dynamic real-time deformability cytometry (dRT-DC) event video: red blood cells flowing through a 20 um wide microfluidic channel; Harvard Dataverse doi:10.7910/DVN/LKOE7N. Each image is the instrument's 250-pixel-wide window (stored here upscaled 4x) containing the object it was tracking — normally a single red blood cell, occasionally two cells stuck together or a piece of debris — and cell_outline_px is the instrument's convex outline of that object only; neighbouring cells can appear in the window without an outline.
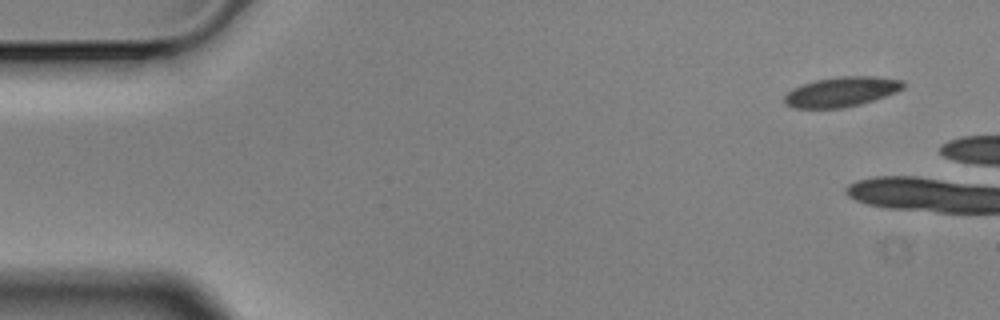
{"species": "Egyptian fruit bat (a non-hibernating species)", "species_latin": "Rousettus aegyptiacus", "temperature_condition": "cold", "stored_images_in_passage": 3, "camera_frame_rate_fps": 3000, "um_per_image_px": 0.085, "animal": {"sex": "male"}, "frame": {"image": 1, "passage_image": 1, "time_ms": 0.0, "image_size_px": [1000, 320], "cell_outline_px": [[904, 88], [896, 92], [860, 104], [844, 108], [792, 108], [784, 104], [784, 96], [792, 88], [816, 80], [840, 76], [876, 76], [904, 80]], "centroid_in_image_um": [71.51, 7.8], "position_along_channel_um": 13.5, "area_um2": 20.69}}